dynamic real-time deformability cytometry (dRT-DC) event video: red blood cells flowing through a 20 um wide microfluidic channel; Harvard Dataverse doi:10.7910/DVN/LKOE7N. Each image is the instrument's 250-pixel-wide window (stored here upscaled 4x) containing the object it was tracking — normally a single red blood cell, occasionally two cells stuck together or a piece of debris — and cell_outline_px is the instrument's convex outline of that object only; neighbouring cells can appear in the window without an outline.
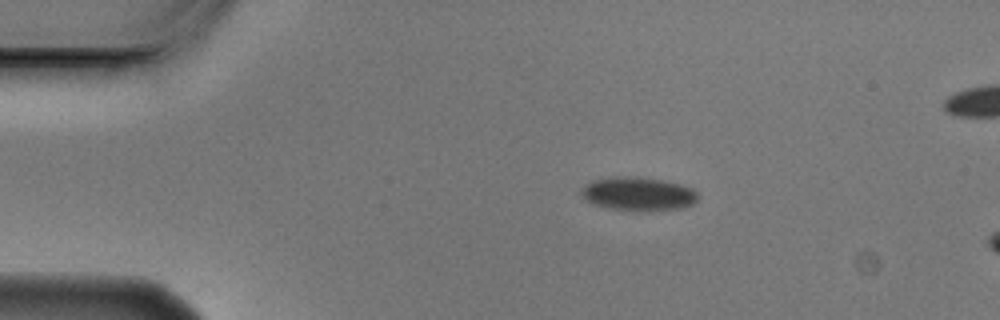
{"species": "Egyptian fruit bat (a non-hibernating species)", "species_latin": "Rousettus aegyptiacus", "temperature_condition": "cold", "stored_images_in_passage": 3, "camera_frame_rate_fps": 3000, "um_per_image_px": 0.085, "animal": {"sex": "male"}, "frame": {"image": 1, "passage_image": 1, "time_ms": 0.0, "image_size_px": [1000, 320], "cell_outline_px": [[700, 196], [692, 204], [684, 208], [648, 212], [612, 208], [592, 204], [580, 192], [580, 188], [584, 184], [592, 180], [612, 176], [640, 176], [664, 180], [680, 184], [692, 188]], "centroid_in_image_um": [54.26, 16.47], "position_along_channel_um": 30.7, "area_um2": 23.29}}